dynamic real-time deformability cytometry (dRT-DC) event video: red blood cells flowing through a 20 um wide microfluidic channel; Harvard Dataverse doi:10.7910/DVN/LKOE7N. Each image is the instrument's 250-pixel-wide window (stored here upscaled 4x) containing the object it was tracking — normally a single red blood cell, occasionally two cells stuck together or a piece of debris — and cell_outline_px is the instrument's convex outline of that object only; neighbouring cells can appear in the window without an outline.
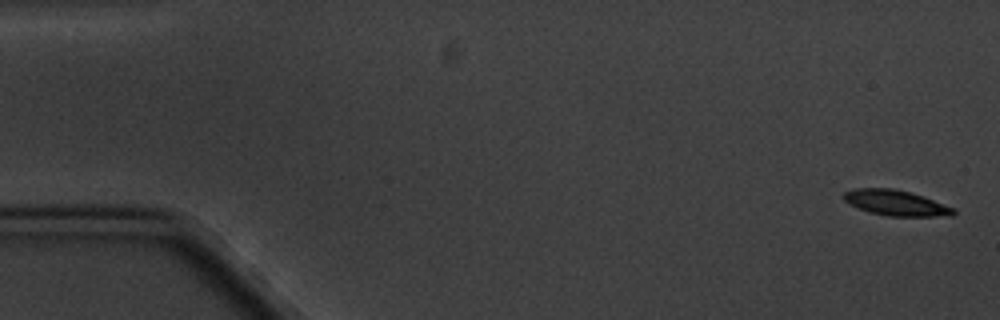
{"species": "common noctule bat (a hibernating species)", "species_latin": "Nyctalus noctula", "temperature_condition": "cold", "stored_images_in_passage": 7, "camera_frame_rate_fps": 3000, "um_per_image_px": 0.085, "animal": {"sex": "male", "body_mass_g": 20.1, "forearm_length_mm": 53.5}, "frame": {"image": 1, "passage_image": 1, "time_ms": 0.0, "image_size_px": [1000, 320], "cell_outline_px": [[956, 212], [952, 216], [888, 216], [872, 212], [860, 208], [844, 200], [840, 196], [844, 192], [852, 188], [892, 188], [924, 196], [956, 208]], "centroid_in_image_um": [76.18, 17.23], "position_along_channel_um": 8.8, "area_um2": 16.3}}
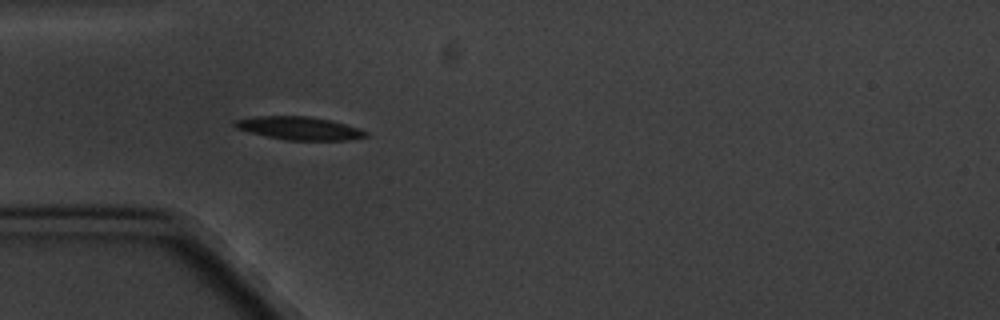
{"frame": {"image": 2, "passage_image": 5, "time_ms": 5.333, "image_size_px": [1000, 320], "cell_outline_px": [[368, 136], [348, 140], [288, 140], [268, 136], [236, 128], [232, 124], [232, 120], [256, 116], [308, 116], [332, 120], [360, 128], [368, 132]], "centroid_in_image_um": [25.46, 10.89], "position_along_channel_um": 59.5, "area_um2": 17.63}}